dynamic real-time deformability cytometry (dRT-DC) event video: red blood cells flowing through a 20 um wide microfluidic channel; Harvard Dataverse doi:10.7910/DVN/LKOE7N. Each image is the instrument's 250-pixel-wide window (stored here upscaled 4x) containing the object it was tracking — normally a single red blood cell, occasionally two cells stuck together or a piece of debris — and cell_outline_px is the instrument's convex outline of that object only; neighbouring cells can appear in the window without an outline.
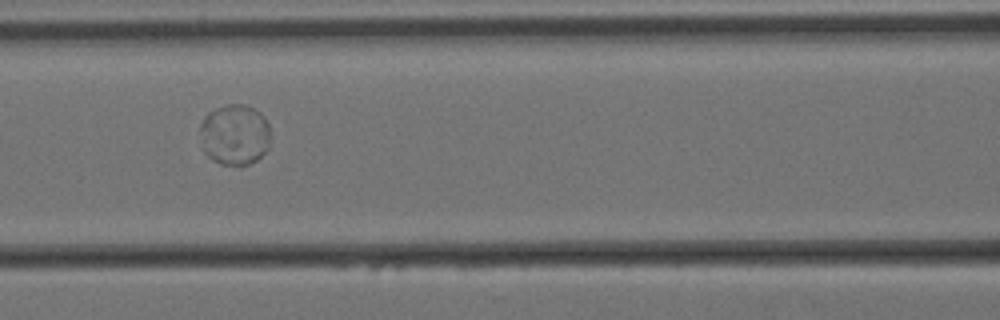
{"species": "Egyptian fruit bat (a non-hibernating species)", "species_latin": "Rousettus aegyptiacus", "temperature_condition": "cold", "stored_images_in_passage": 59, "camera_frame_rate_fps": 3000, "um_per_image_px": 0.085, "animal": {"sex": "female"}, "frame": {"image": 1, "passage_image": 25, "time_ms": 8.0, "image_size_px": [1000, 320], "cell_outline_px": [[268, 148], [256, 160], [240, 168], [220, 164], [212, 160], [204, 152], [200, 128], [200, 124], [204, 116], [208, 112], [224, 104], [244, 104], [260, 112], [264, 116], [268, 124]], "centroid_in_image_um": [19.92, 11.46], "position_along_channel_um": 146.7, "area_um2": 25.2}}
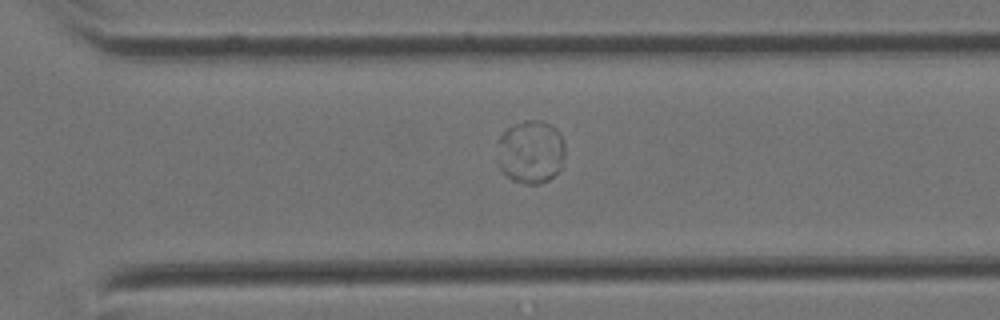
{"frame": {"image": 2, "passage_image": 41, "time_ms": 13.333, "image_size_px": [1000, 320], "cell_outline_px": [[564, 168], [548, 180], [540, 184], [524, 184], [512, 180], [500, 168], [496, 140], [504, 128], [512, 124], [524, 120], [540, 120], [552, 124], [560, 132], [564, 140]], "centroid_in_image_um": [45.13, 12.88], "position_along_channel_um": 325.5, "area_um2": 25.84}}
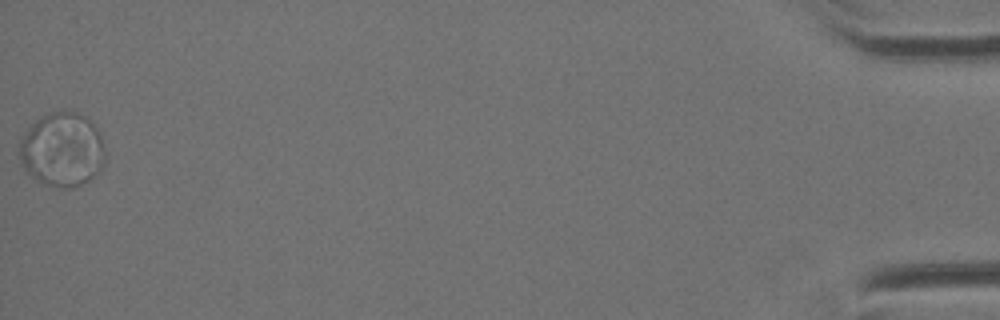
{"frame": {"image": 3, "passage_image": 59, "time_ms": 19.333, "image_size_px": [1000, 320], "cell_outline_px": [[104, 164], [100, 172], [88, 180], [80, 184], [68, 188], [60, 188], [36, 180], [24, 168], [20, 160], [20, 140], [28, 128], [40, 116], [64, 108], [72, 108], [80, 112], [100, 132], [104, 152]], "centroid_in_image_um": [5.3, 12.67], "position_along_channel_um": 429.9, "area_um2": 37.28}}